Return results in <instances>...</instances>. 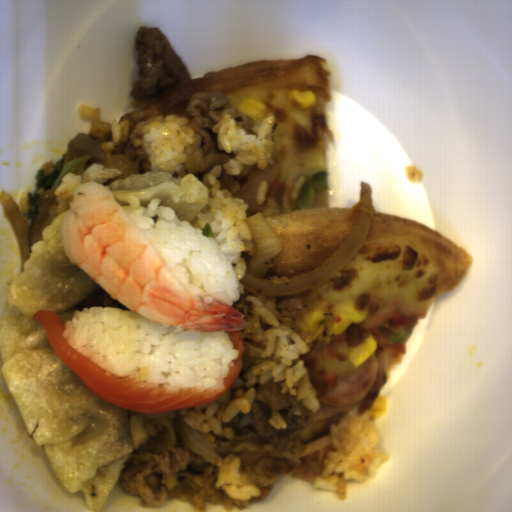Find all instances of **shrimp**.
<instances>
[{
	"instance_id": "1",
	"label": "shrimp",
	"mask_w": 512,
	"mask_h": 512,
	"mask_svg": "<svg viewBox=\"0 0 512 512\" xmlns=\"http://www.w3.org/2000/svg\"><path fill=\"white\" fill-rule=\"evenodd\" d=\"M69 205L60 237L70 265L76 264L119 303L175 330L248 329L239 310L185 289L109 189L85 182L76 186Z\"/></svg>"
}]
</instances>
